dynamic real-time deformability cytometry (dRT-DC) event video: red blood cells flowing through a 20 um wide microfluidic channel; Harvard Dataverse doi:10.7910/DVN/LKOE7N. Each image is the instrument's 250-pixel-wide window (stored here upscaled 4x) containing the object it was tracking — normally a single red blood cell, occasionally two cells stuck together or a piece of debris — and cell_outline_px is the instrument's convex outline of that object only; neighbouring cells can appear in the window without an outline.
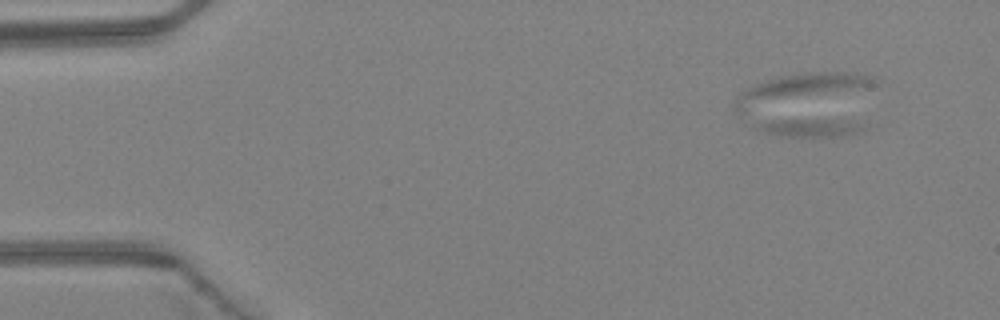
{"species": "Egyptian fruit bat (a non-hibernating species)", "species_latin": "Rousettus aegyptiacus", "temperature_condition": "warm", "stored_images_in_passage": 5, "camera_frame_rate_fps": 3000, "um_per_image_px": 0.085, "animal": {"sex": "female"}, "frame": {"image": 1, "passage_image": 2, "time_ms": 0.333, "image_size_px": [1000, 320], "cell_outline_px": [[868, 128], [860, 132], [844, 136], [780, 136], [764, 132], [756, 128], [760, 124], [772, 120], [848, 120], [860, 124]], "centroid_in_image_um": [68.96, 10.87], "position_along_channel_um": 16.0, "area_um2": 10.92}}